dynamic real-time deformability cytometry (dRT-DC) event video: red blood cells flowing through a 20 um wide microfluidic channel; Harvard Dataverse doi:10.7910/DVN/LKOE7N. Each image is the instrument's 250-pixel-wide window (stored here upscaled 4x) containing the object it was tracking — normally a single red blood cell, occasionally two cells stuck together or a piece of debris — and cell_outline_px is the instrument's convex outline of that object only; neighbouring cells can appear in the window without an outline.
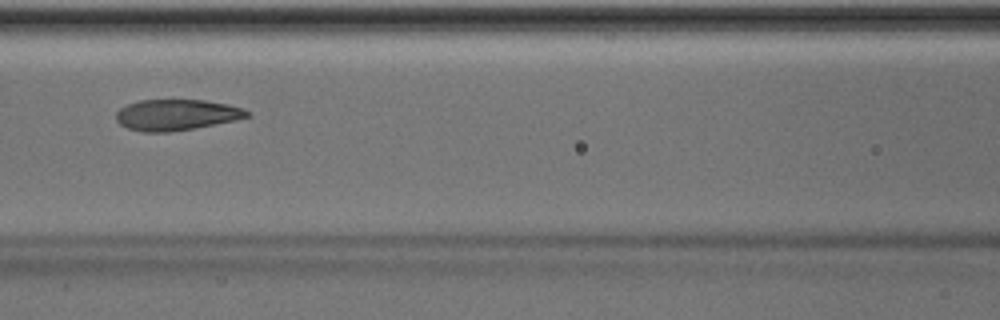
{"species": "Egyptian fruit bat (a non-hibernating species)", "species_latin": "Rousettus aegyptiacus", "temperature_condition": "room temperature", "stored_images_in_passage": 7, "camera_frame_rate_fps": 3000, "um_per_image_px": 0.085, "animal": {"sex": "male"}, "frame": {"image": 1, "passage_image": 6, "time_ms": 5.667, "image_size_px": [1000, 320], "cell_outline_px": [[252, 116], [236, 120], [196, 128], [168, 132], [144, 132], [128, 128], [120, 124], [116, 120], [116, 112], [120, 108], [128, 104], [140, 100], [204, 100], [228, 104], [244, 108], [252, 112]], "centroid_in_image_um": [15.05, 9.76], "position_along_channel_um": 151.6, "area_um2": 23.81}}